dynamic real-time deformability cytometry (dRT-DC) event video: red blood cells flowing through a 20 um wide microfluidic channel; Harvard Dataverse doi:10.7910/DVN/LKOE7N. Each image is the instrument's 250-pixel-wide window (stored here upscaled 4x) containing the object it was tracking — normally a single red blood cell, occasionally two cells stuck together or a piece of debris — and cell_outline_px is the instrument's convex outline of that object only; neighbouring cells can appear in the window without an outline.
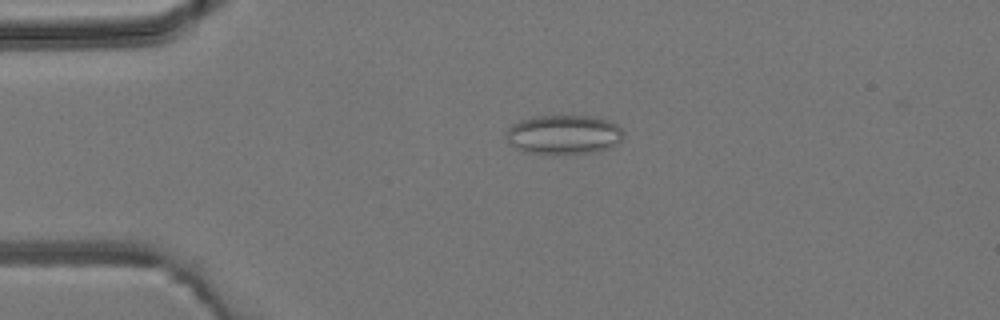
{"species": "common noctule bat (a hibernating species)", "species_latin": "Nyctalus noctula", "temperature_condition": "room temperature", "stored_images_in_passage": 5, "camera_frame_rate_fps": 3000, "um_per_image_px": 0.085, "animal": {"sex": "male", "body_mass_g": 19.2, "forearm_length_mm": 51.8}, "frame": {"image": 1, "passage_image": 4, "time_ms": 3.333, "image_size_px": [1000, 320], "cell_outline_px": [[624, 136], [616, 144], [608, 148], [596, 152], [552, 156], [524, 152], [516, 148], [504, 136], [504, 132], [512, 124], [520, 120], [536, 116], [588, 116], [608, 120], [616, 124], [624, 132]], "centroid_in_image_um": [47.88, 11.47], "position_along_channel_um": 37.1, "area_um2": 27.46}}